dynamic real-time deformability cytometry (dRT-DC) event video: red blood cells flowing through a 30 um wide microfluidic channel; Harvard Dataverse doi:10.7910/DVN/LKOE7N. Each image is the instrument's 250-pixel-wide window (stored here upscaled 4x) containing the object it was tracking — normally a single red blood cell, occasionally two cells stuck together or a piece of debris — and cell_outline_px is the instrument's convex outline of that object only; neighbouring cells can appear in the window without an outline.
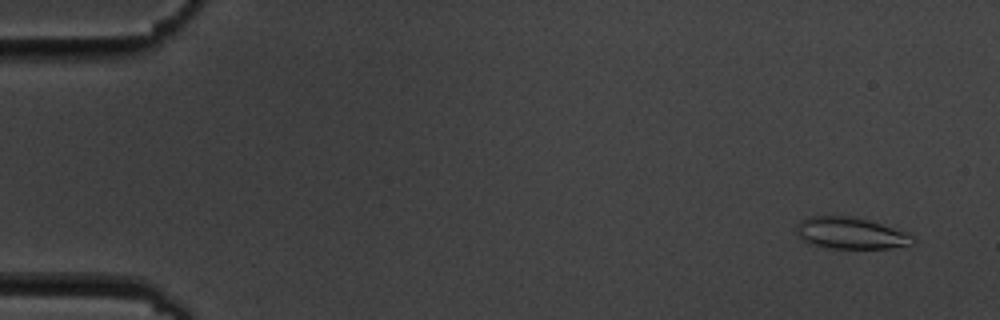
{"species": "common noctule bat (a hibernating species)", "species_latin": "Nyctalus noctula", "temperature_condition": "cold", "stored_images_in_passage": 6, "camera_frame_rate_fps": 3000, "um_per_image_px": 0.085, "animal": {"sex": "male", "body_mass_g": 19.5, "forearm_length_mm": 54.6}, "frame": {"image": 1, "passage_image": 2, "time_ms": 1.0, "image_size_px": [1000, 320], "cell_outline_px": [[916, 244], [888, 248], [832, 248], [812, 244], [804, 240], [796, 232], [796, 224], [800, 220], [812, 216], [852, 216], [868, 220], [908, 232], [916, 240]], "centroid_in_image_um": [72.34, 19.81], "position_along_channel_um": 12.7, "area_um2": 21.39}}
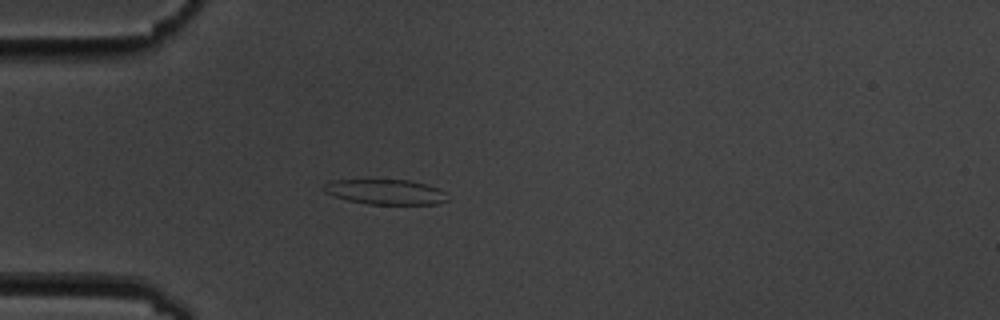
{"frame": {"image": 2, "passage_image": 5, "time_ms": 5.333, "image_size_px": [1000, 320], "cell_outline_px": [[448, 200], [436, 204], [368, 204], [348, 200], [332, 196], [324, 192], [324, 184], [332, 180], [408, 180], [440, 188], [444, 192]], "centroid_in_image_um": [32.75, 16.31], "position_along_channel_um": 52.2, "area_um2": 17.98}}